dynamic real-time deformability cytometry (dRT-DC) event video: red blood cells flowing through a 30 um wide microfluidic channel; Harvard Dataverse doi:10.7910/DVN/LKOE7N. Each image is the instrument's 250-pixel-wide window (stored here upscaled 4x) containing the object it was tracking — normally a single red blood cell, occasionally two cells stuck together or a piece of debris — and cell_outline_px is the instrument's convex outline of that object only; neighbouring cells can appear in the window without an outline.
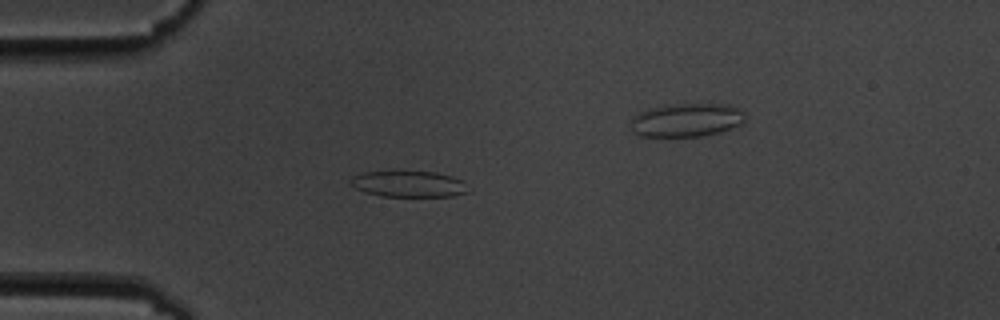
{"species": "common noctule bat (a hibernating species)", "species_latin": "Nyctalus noctula", "temperature_condition": "cold", "stored_images_in_passage": 6, "segment_of_instrument_passage": [1, 2], "camera_frame_rate_fps": 3000, "um_per_image_px": 0.085, "animal": {"sex": "male", "body_mass_g": 19.5, "forearm_length_mm": 54.6}, "frame": {"image": 1, "passage_image": 5, "time_ms": 4.333, "image_size_px": [1000, 320], "cell_outline_px": [[472, 192], [452, 196], [380, 196], [364, 192], [356, 188], [348, 180], [352, 176], [364, 172], [436, 172], [452, 176], [460, 180]], "centroid_in_image_um": [34.74, 15.65], "position_along_channel_um": 50.3, "area_um2": 17.8}}